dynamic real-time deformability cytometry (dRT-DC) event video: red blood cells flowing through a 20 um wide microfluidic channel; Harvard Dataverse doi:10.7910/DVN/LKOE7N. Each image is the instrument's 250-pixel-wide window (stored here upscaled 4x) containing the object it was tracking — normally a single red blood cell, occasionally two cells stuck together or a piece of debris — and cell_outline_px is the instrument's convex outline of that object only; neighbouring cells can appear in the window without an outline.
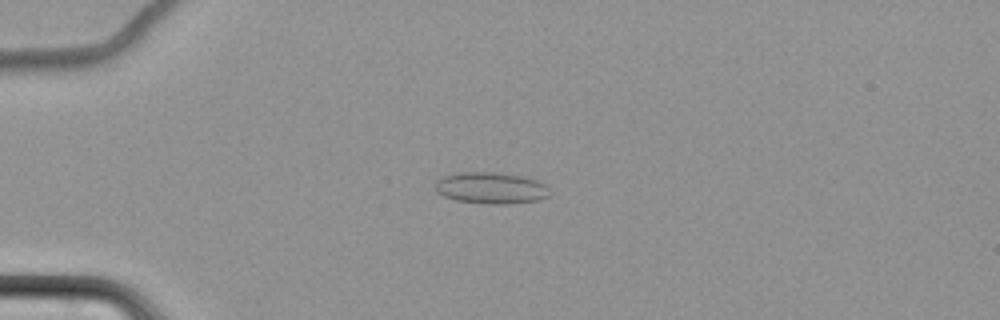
{"species": "common noctule bat (a hibernating species)", "species_latin": "Nyctalus noctula", "temperature_condition": "cold", "stored_images_in_passage": 3, "camera_frame_rate_fps": 3000, "um_per_image_px": 0.085, "animal": {"sex": "female", "body_mass_g": 22.7, "forearm_length_mm": 54.2}, "frame": {"image": 1, "passage_image": 2, "time_ms": 1.667, "image_size_px": [1000, 320], "cell_outline_px": [[548, 196], [540, 200], [508, 204], [488, 204], [456, 200], [444, 196], [436, 192], [436, 180], [444, 176], [460, 172], [496, 172], [520, 176], [536, 180], [548, 184]], "centroid_in_image_um": [41.74, 15.98], "position_along_channel_um": 43.3, "area_um2": 21.04}}